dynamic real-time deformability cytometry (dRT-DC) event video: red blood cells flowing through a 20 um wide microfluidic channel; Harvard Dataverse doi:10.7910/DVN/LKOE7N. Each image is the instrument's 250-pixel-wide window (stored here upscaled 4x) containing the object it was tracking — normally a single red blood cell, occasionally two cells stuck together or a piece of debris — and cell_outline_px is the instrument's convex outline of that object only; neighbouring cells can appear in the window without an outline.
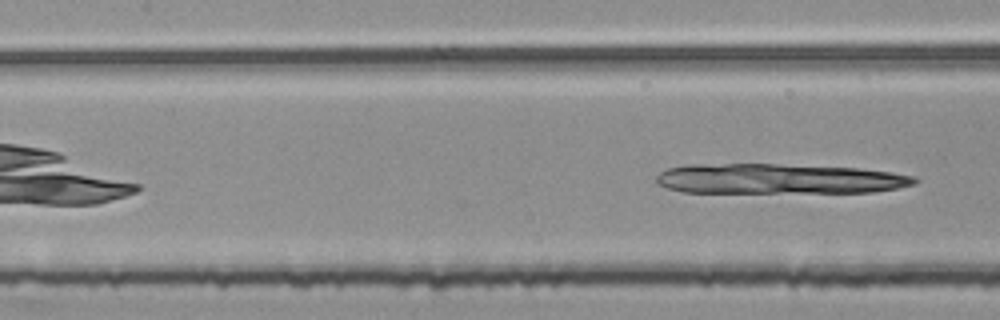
{"species": "common noctule bat (a hibernating species)", "species_latin": "Nyctalus noctula", "temperature_condition": "room temperature", "stored_images_in_passage": 7, "camera_frame_rate_fps": 3000, "um_per_image_px": 0.085, "animal": {"sex": "female", "body_mass_g": 25.1}, "frame": {"image": 1, "passage_image": 7, "time_ms": 2.0, "image_size_px": [1000, 320], "cell_outline_px": [[920, 180], [916, 184], [896, 188], [872, 192], [680, 192], [656, 184], [656, 176], [660, 172], [668, 168], [688, 164], [776, 164], [860, 168], [892, 172], [916, 176]], "centroid_in_image_um": [66.22, 15.19], "position_along_channel_um": 141.2, "area_um2": 45.55}}